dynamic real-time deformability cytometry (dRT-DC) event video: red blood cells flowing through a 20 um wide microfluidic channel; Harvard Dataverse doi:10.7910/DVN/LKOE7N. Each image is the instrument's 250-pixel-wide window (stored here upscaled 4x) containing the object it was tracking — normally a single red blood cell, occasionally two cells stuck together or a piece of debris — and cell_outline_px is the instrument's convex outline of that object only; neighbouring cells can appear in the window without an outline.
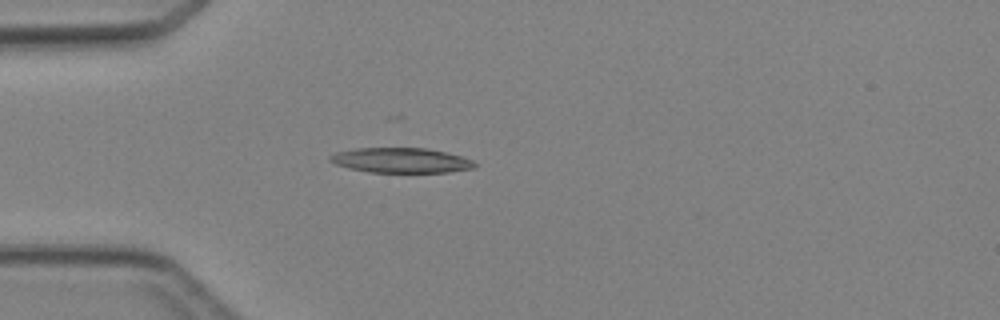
{"species": "Egyptian fruit bat (a non-hibernating species)", "species_latin": "Rousettus aegyptiacus", "temperature_condition": "cold", "stored_images_in_passage": 4, "camera_frame_rate_fps": 3000, "um_per_image_px": 0.085, "animal": {"sex": "female"}, "frame": {"image": 1, "passage_image": 4, "time_ms": 3.667, "image_size_px": [1000, 320], "cell_outline_px": [[476, 168], [448, 172], [368, 172], [348, 168], [336, 164], [328, 160], [328, 156], [336, 152], [356, 148], [424, 148], [444, 152], [460, 156], [472, 160], [476, 164]], "centroid_in_image_um": [34.05, 13.63], "position_along_channel_um": 50.9, "area_um2": 20.98}}